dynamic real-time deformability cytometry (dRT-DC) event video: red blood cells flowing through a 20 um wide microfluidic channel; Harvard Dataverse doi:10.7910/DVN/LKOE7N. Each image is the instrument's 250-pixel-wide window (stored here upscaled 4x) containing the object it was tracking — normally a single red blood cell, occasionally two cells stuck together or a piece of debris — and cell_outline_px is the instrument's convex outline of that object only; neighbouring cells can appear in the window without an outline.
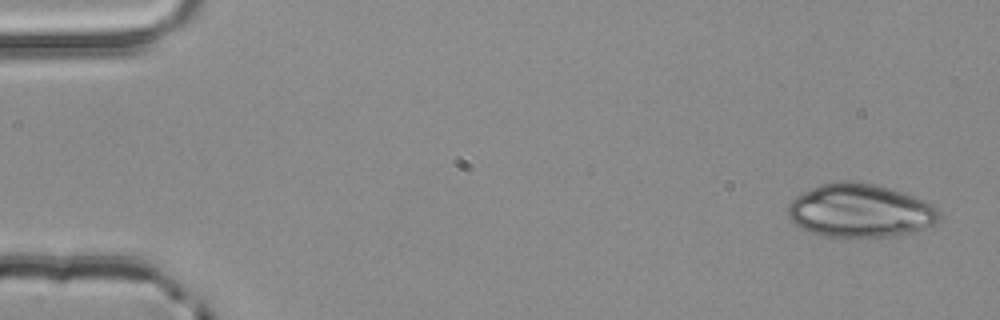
{"species": "common noctule bat (a hibernating species)", "species_latin": "Nyctalus noctula", "temperature_condition": "room temperature", "stored_images_in_passage": 3, "camera_frame_rate_fps": 3000, "um_per_image_px": 0.085, "animal": {"sex": "male", "body_mass_g": 20.4}, "frame": {"image": 1, "passage_image": 1, "time_ms": 0.0, "image_size_px": [1000, 320], "cell_outline_px": [[940, 220], [924, 228], [912, 232], [892, 236], [820, 236], [808, 232], [800, 228], [788, 216], [788, 204], [796, 196], [820, 184], [840, 180], [876, 184], [924, 200], [932, 204], [940, 212]], "centroid_in_image_um": [73.09, 17.9], "position_along_channel_um": 11.9, "area_um2": 46.82}}